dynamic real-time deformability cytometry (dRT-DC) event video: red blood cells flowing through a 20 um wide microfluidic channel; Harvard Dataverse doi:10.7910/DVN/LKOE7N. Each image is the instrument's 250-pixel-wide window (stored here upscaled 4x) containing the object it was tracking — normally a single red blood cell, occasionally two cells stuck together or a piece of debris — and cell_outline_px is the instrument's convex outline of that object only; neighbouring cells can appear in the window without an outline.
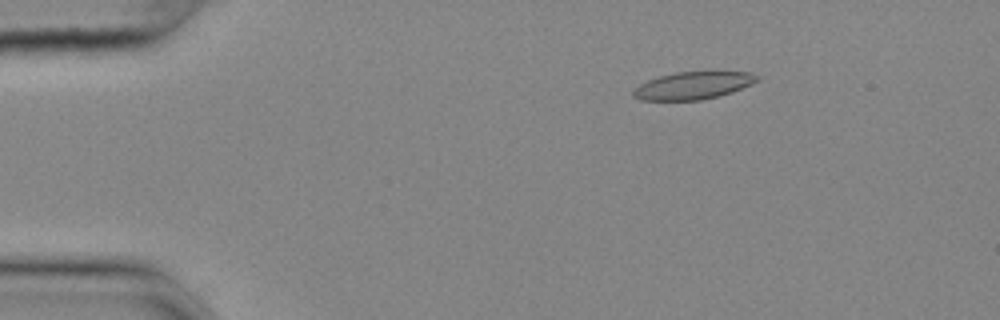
{"species": "common noctule bat (a hibernating species)", "species_latin": "Nyctalus noctula", "temperature_condition": "cold", "stored_images_in_passage": 55, "camera_frame_rate_fps": 3000, "um_per_image_px": 0.085, "animal": {"sex": "female", "body_mass_g": 25.1}, "frame": {"image": 1, "passage_image": 9, "time_ms": 2.667, "image_size_px": [1000, 320], "cell_outline_px": [[760, 80], [752, 84], [732, 92], [700, 100], [640, 100], [632, 96], [632, 92], [640, 84], [648, 80], [660, 76], [676, 72], [752, 72], [760, 76]], "centroid_in_image_um": [58.93, 7.27], "position_along_channel_um": 26.1, "area_um2": 19.71}}
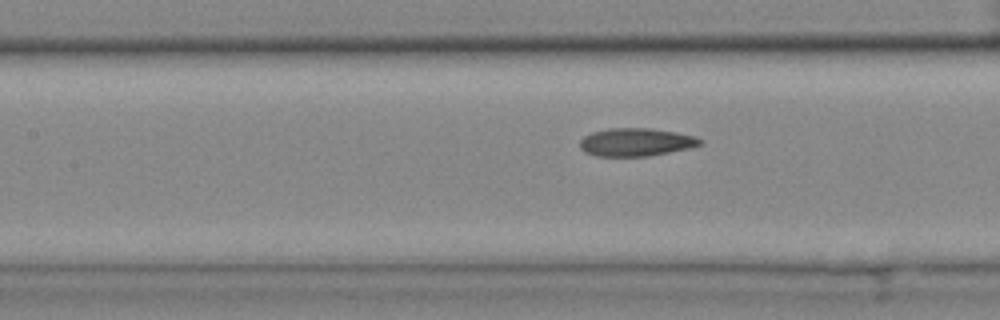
{"frame": {"image": 2, "passage_image": 25, "time_ms": 8.0, "image_size_px": [1000, 320], "cell_outline_px": [[704, 140], [700, 144], [688, 148], [648, 156], [596, 156], [584, 152], [580, 148], [580, 140], [584, 136], [592, 132], [608, 128], [648, 128], [696, 136]], "centroid_in_image_um": [54.01, 12.08], "position_along_channel_um": 153.4, "area_um2": 19.48}}
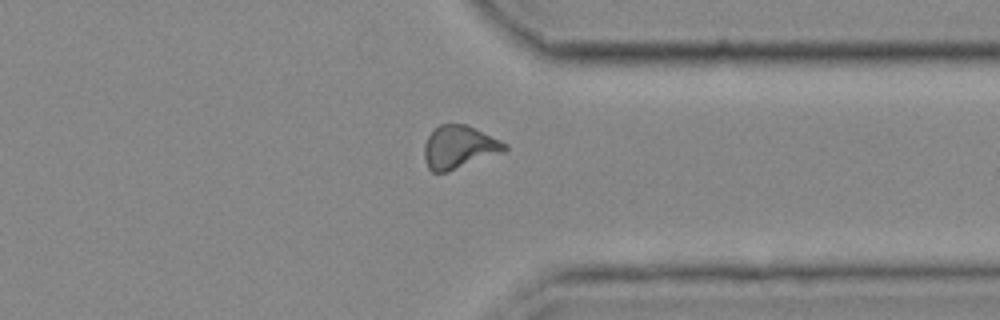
{"frame": {"image": 3, "passage_image": 43, "time_ms": 14.0, "image_size_px": [1000, 320], "cell_outline_px": [[508, 148], [504, 152], [448, 172], [432, 172], [428, 168], [424, 156], [424, 144], [428, 136], [440, 124], [468, 124], [508, 144]], "centroid_in_image_um": [39.04, 12.51], "position_along_channel_um": 372.4, "area_um2": 20.23}, "authors_computed_cell_mechanics": {"area_um2": 19.7098, "velocity_mm_per_s": 3.6724, "shape_relaxation_time_tau1_ms": null, "shape_relaxation_time_tau2_ms": 3.0094, "deformation_change_tau1": null, "deformation_change_tau2": 0.0969}}